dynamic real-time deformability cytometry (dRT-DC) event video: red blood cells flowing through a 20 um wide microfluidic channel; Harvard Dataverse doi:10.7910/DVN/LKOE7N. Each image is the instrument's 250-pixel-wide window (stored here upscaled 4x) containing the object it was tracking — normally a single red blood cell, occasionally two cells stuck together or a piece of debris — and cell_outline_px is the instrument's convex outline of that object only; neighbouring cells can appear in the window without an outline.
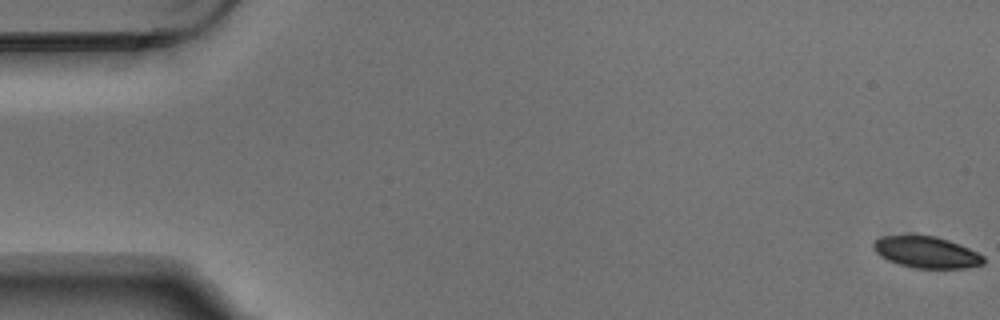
{"species": "Egyptian fruit bat (a non-hibernating species)", "species_latin": "Rousettus aegyptiacus", "temperature_condition": "warm", "stored_images_in_passage": 6, "segment_of_instrument_passage": [1, 2], "camera_frame_rate_fps": 3000, "um_per_image_px": 0.085, "animal": {"sex": "male"}, "frame": {"image": 1, "passage_image": 1, "time_ms": 0.0, "image_size_px": [1000, 320], "cell_outline_px": [[984, 264], [968, 268], [912, 268], [888, 260], [880, 256], [872, 248], [872, 244], [880, 236], [936, 236], [960, 244], [984, 256]], "centroid_in_image_um": [78.75, 21.45], "position_along_channel_um": 6.3, "area_um2": 20.11}}
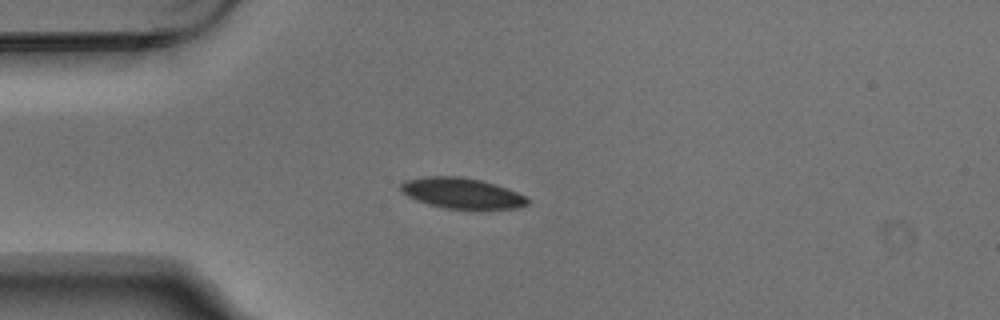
{"frame": {"image": 2, "passage_image": 5, "time_ms": 1.333, "image_size_px": [1000, 320], "cell_outline_px": [[528, 204], [516, 208], [476, 212], [444, 208], [428, 204], [416, 200], [400, 192], [400, 184], [404, 180], [428, 176], [460, 176], [480, 180], [516, 192], [524, 196], [528, 200]], "centroid_in_image_um": [39.23, 16.47], "position_along_channel_um": 45.8, "area_um2": 23.24}}